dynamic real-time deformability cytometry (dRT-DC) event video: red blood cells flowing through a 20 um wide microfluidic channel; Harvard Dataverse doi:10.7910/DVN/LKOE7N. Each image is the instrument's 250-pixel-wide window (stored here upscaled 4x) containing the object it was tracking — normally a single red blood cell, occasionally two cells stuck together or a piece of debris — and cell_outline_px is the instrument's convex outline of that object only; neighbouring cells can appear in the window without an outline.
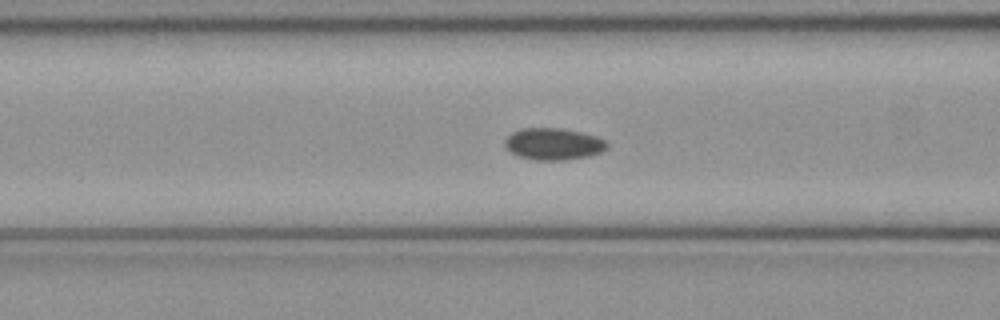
{"species": "common noctule bat (a hibernating species)", "species_latin": "Nyctalus noctula", "temperature_condition": "cold", "stored_images_in_passage": 52, "camera_frame_rate_fps": 3000, "um_per_image_px": 0.085, "animal": {"sex": "female", "body_mass_g": 21.9}, "frame": {"image": 1, "passage_image": 21, "time_ms": 6.667, "image_size_px": [1000, 320], "cell_outline_px": [[608, 148], [600, 152], [588, 156], [564, 160], [536, 160], [516, 156], [504, 144], [504, 140], [512, 132], [524, 128], [560, 128], [580, 132], [596, 136], [604, 140], [608, 144]], "centroid_in_image_um": [47.03, 12.24], "position_along_channel_um": 119.6, "area_um2": 18.84}}
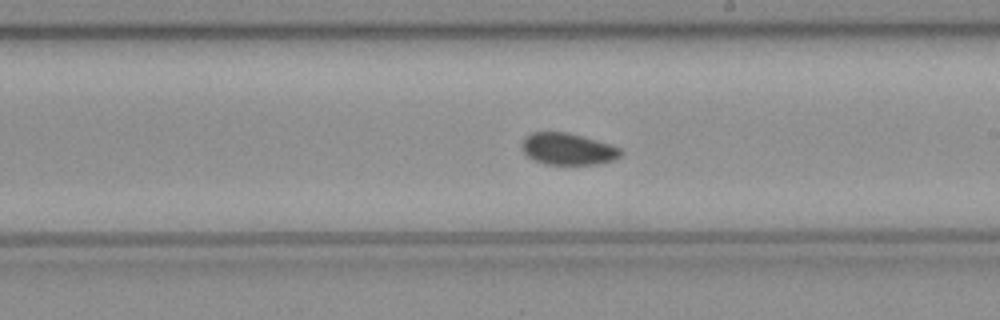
{"frame": {"image": 2, "passage_image": 30, "time_ms": 9.667, "image_size_px": [1000, 320], "cell_outline_px": [[624, 152], [620, 156], [612, 160], [596, 164], [544, 164], [528, 156], [524, 152], [520, 144], [524, 136], [532, 132], [568, 132], [584, 136], [612, 144], [620, 148]], "centroid_in_image_um": [48.27, 12.64], "position_along_channel_um": 240.7, "area_um2": 18.44}}
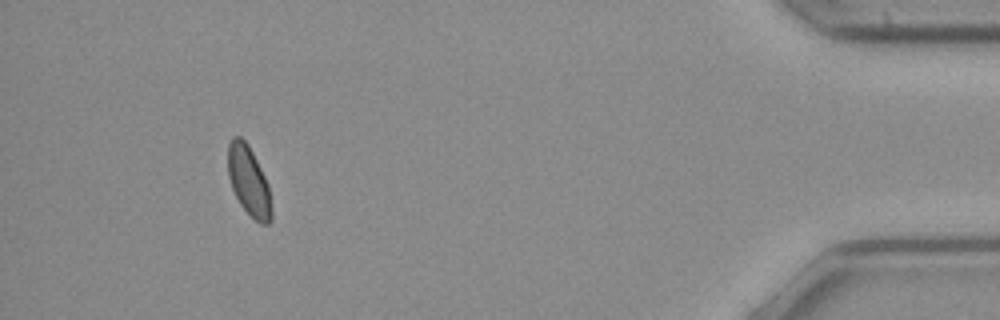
{"frame": {"image": 3, "passage_image": 48, "time_ms": 15.667, "image_size_px": [1000, 320], "cell_outline_px": [[272, 220], [268, 224], [260, 224], [240, 204], [232, 188], [228, 176], [228, 144], [232, 136], [240, 136], [248, 144], [268, 184], [272, 208]], "centroid_in_image_um": [21.14, 15.39], "position_along_channel_um": 414.1, "area_um2": 17.51}}